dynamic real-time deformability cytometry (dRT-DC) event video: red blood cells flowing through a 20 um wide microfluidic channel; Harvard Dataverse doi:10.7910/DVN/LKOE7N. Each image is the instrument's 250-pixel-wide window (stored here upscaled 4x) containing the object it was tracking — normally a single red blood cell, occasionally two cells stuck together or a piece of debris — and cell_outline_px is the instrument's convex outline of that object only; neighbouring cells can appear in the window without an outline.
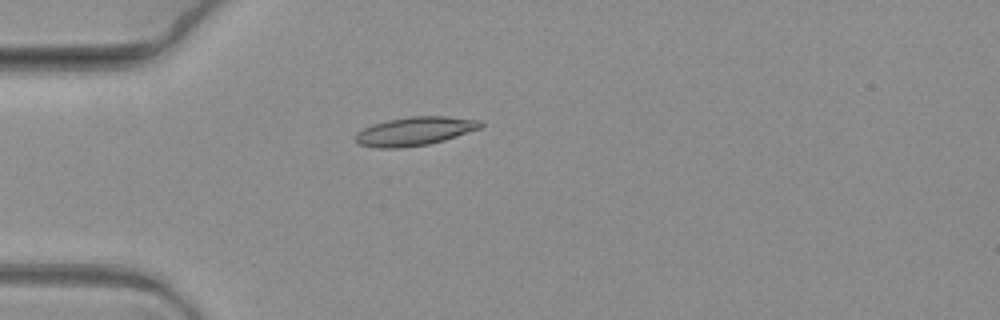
{"species": "common noctule bat (a hibernating species)", "species_latin": "Nyctalus noctula", "temperature_condition": "warm", "stored_images_in_passage": 8, "camera_frame_rate_fps": 3000, "um_per_image_px": 0.085, "animal": {"sex": "female", "body_mass_g": 19.3, "forearm_length_mm": 54.1}, "frame": {"image": 1, "passage_image": 4, "time_ms": 1.0, "image_size_px": [1000, 320], "cell_outline_px": [[484, 124], [480, 128], [444, 140], [428, 144], [400, 148], [376, 148], [360, 144], [356, 140], [356, 132], [372, 124], [388, 120], [408, 116], [448, 116], [480, 120]], "centroid_in_image_um": [35.26, 11.14], "position_along_channel_um": 49.7, "area_um2": 20.81}}
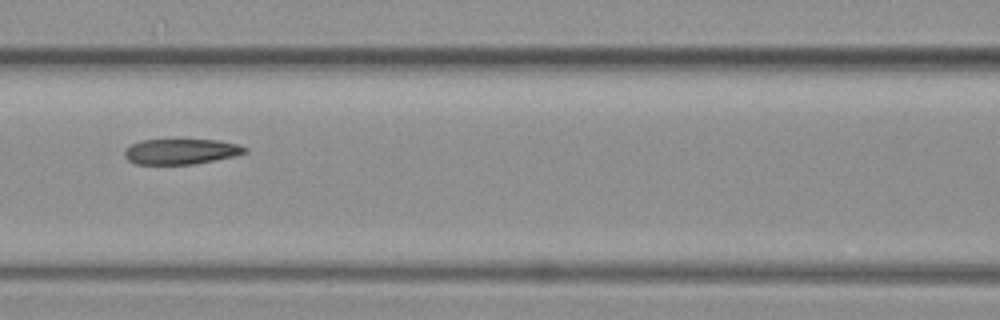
{"frame": {"image": 2, "passage_image": 7, "time_ms": 2.0, "image_size_px": [1000, 320], "cell_outline_px": [[248, 152], [236, 156], [216, 160], [192, 164], [136, 164], [128, 160], [124, 156], [124, 148], [140, 140], [216, 140], [240, 144], [248, 148]], "centroid_in_image_um": [15.41, 12.88], "position_along_channel_um": 151.2, "area_um2": 17.98}}
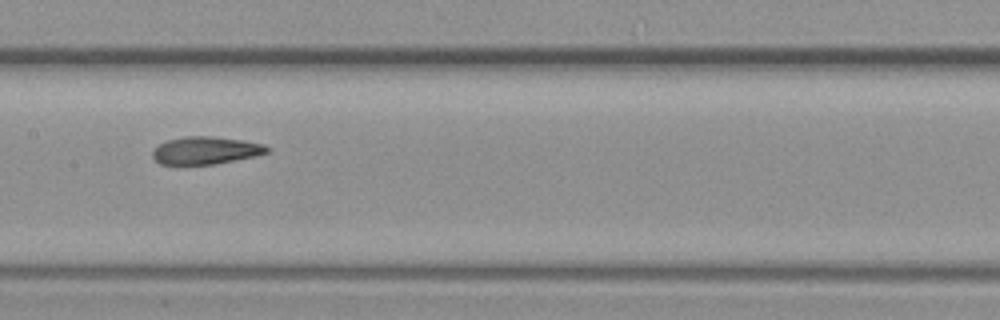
{"frame": {"image": 3, "passage_image": 8, "time_ms": 2.333, "image_size_px": [1000, 320], "cell_outline_px": [[272, 148], [268, 152], [256, 156], [212, 164], [160, 164], [152, 156], [152, 152], [160, 144], [168, 140], [184, 136], [208, 136], [240, 140], [264, 144]], "centroid_in_image_um": [17.51, 12.78], "position_along_channel_um": 189.9, "area_um2": 18.15}}